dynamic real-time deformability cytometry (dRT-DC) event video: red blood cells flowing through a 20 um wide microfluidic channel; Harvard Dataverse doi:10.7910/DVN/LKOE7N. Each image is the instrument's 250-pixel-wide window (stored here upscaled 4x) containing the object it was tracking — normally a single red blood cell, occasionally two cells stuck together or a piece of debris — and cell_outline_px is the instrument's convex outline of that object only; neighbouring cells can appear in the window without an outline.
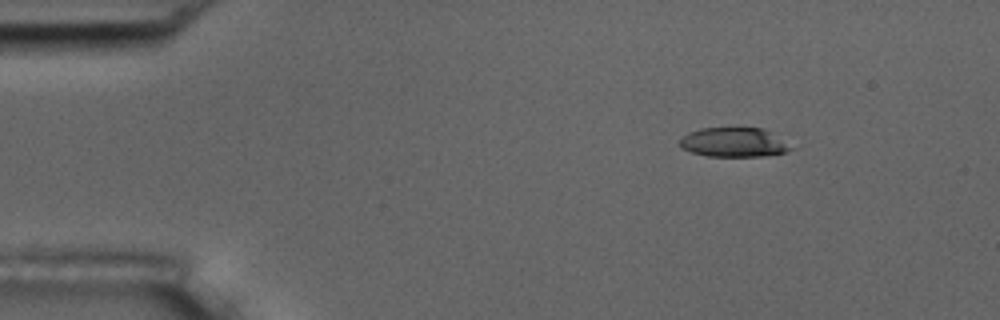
{"species": "common noctule bat (a hibernating species)", "species_latin": "Nyctalus noctula", "temperature_condition": "room temperature", "stored_images_in_passage": 6, "camera_frame_rate_fps": 3000, "um_per_image_px": 0.085, "animal": {"sex": "male", "body_mass_g": 17.5, "forearm_length_mm": 52.3}, "frame": {"image": 1, "passage_image": 1, "time_ms": 0.0, "image_size_px": [1000, 320], "cell_outline_px": [[796, 148], [784, 152], [764, 156], [708, 156], [692, 152], [680, 148], [680, 140], [688, 132], [700, 128], [736, 124], [764, 128]], "centroid_in_image_um": [62.38, 12.03], "position_along_channel_um": 22.6, "area_um2": 19.88}}
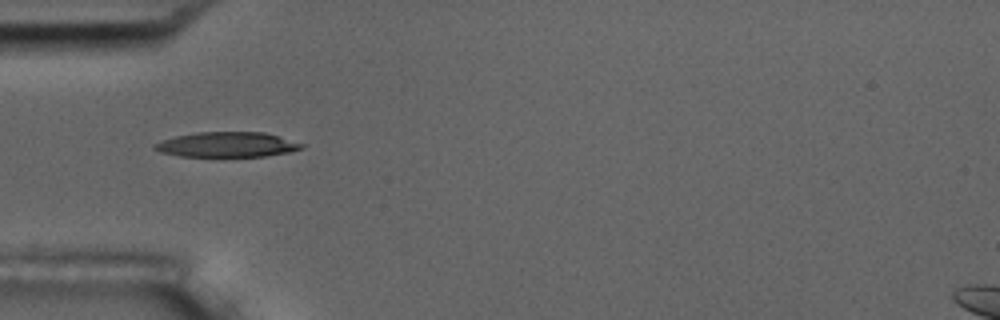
{"frame": {"image": 2, "passage_image": 4, "time_ms": 3.333, "image_size_px": [1000, 320], "cell_outline_px": [[304, 148], [288, 152], [264, 156], [180, 156], [160, 152], [152, 148], [152, 144], [160, 140], [176, 136], [196, 132], [264, 132], [304, 144]], "centroid_in_image_um": [19.24, 12.28], "position_along_channel_um": 65.8, "area_um2": 21.39}}